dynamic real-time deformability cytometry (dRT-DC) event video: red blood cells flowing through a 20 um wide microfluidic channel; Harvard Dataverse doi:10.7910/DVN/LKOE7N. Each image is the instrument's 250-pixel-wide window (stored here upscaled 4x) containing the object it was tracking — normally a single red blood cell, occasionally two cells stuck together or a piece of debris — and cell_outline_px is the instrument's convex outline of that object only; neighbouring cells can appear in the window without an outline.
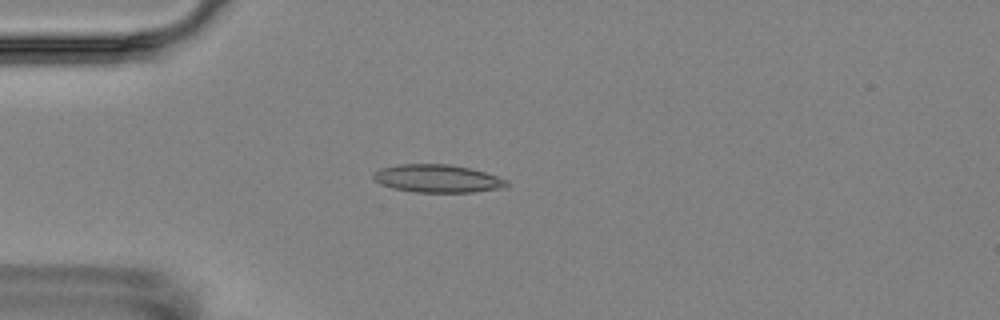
{"species": "Egyptian fruit bat (a non-hibernating species)", "species_latin": "Rousettus aegyptiacus", "temperature_condition": "room temperature", "stored_images_in_passage": 5, "camera_frame_rate_fps": 3000, "um_per_image_px": 0.085, "animal": {"sex": "female"}, "frame": {"image": 1, "passage_image": 4, "time_ms": 3.333, "image_size_px": [1000, 320], "cell_outline_px": [[508, 188], [472, 192], [416, 192], [392, 188], [380, 184], [372, 180], [372, 172], [380, 168], [400, 164], [448, 164], [468, 168], [484, 172], [508, 180]], "centroid_in_image_um": [37.16, 15.18], "position_along_channel_um": 47.8, "area_um2": 21.85}}